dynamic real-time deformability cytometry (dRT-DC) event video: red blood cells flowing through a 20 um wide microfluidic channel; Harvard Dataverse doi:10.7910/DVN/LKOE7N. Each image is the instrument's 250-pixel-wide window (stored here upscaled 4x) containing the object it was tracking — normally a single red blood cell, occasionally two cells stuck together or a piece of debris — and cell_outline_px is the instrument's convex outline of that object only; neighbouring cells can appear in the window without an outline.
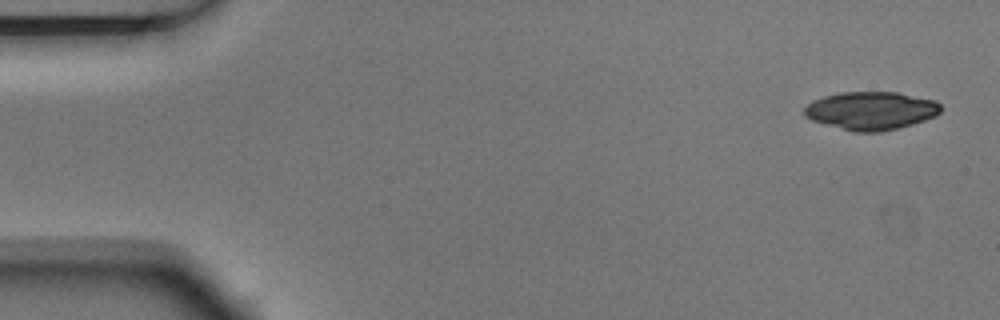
{"species": "Egyptian fruit bat (a non-hibernating species)", "species_latin": "Rousettus aegyptiacus", "temperature_condition": "room temperature", "stored_images_in_passage": 7, "camera_frame_rate_fps": 3000, "um_per_image_px": 0.085, "animal": {"sex": "male"}, "frame": {"image": 1, "passage_image": 1, "time_ms": 0.0, "image_size_px": [1000, 320], "cell_outline_px": [[940, 112], [936, 116], [912, 124], [880, 132], [852, 132], [812, 120], [804, 116], [804, 108], [812, 100], [824, 96], [840, 92], [900, 92], [936, 100], [940, 104]], "centroid_in_image_um": [74.04, 9.4], "position_along_channel_um": 11.0, "area_um2": 30.46}}
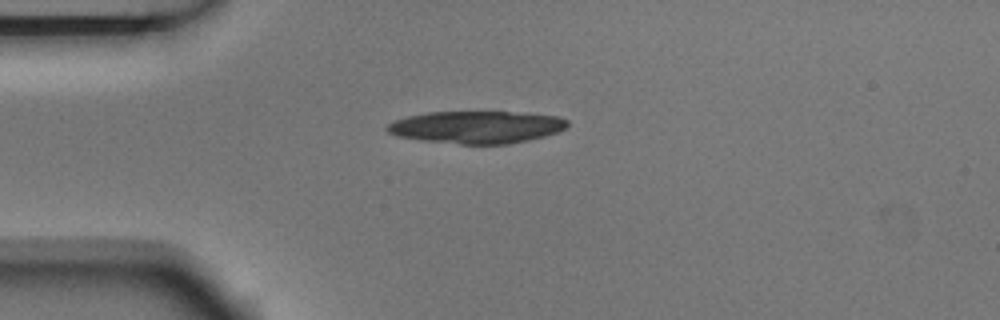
{"frame": {"image": 2, "passage_image": 4, "time_ms": 1.0, "image_size_px": [1000, 320], "cell_outline_px": [[568, 124], [564, 128], [556, 132], [544, 136], [508, 144], [460, 144], [424, 140], [396, 136], [388, 132], [384, 128], [388, 124], [396, 120], [408, 116], [428, 112], [508, 112], [560, 116], [568, 120]], "centroid_in_image_um": [40.49, 10.8], "position_along_channel_um": 44.5, "area_um2": 33.7}}